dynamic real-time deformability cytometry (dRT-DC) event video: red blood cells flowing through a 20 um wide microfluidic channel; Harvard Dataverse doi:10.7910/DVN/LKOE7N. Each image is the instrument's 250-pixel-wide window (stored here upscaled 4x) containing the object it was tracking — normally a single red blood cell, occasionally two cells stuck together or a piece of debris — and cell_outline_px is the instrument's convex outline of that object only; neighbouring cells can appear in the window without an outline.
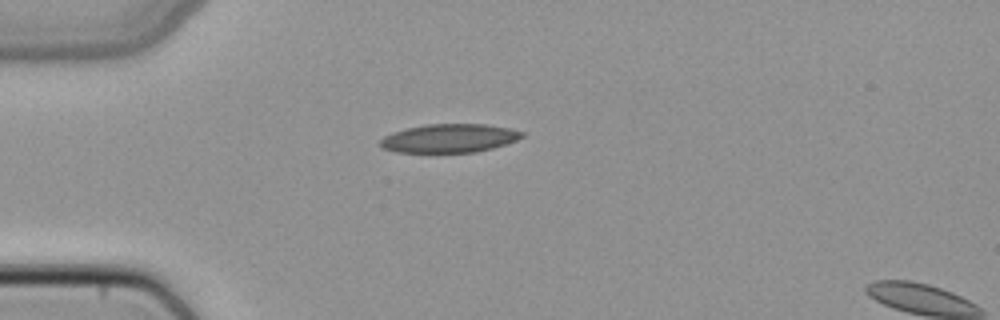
{"species": "common noctule bat (a hibernating species)", "species_latin": "Nyctalus noctula", "temperature_condition": "cold", "stored_images_in_passage": 37, "camera_frame_rate_fps": 3000, "um_per_image_px": 0.085, "animal": {"sex": "female", "body_mass_g": 22.7, "forearm_length_mm": 54.2}, "frame": {"image": 1, "passage_image": 1, "time_ms": 0.0, "image_size_px": [1000, 320], "cell_outline_px": [[524, 136], [516, 140], [492, 148], [476, 152], [428, 156], [396, 152], [384, 148], [376, 144], [384, 136], [392, 132], [408, 128], [428, 124], [484, 124], [508, 128], [524, 132]], "centroid_in_image_um": [38.1, 11.81], "position_along_channel_um": 46.9, "area_um2": 24.62}}
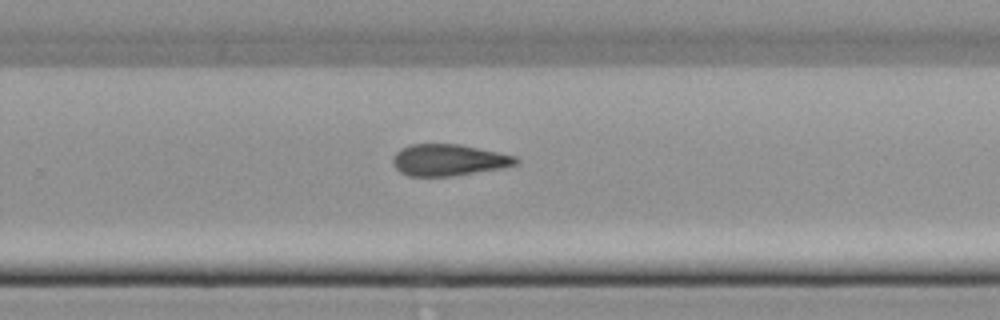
{"frame": {"image": 2, "passage_image": 20, "time_ms": 6.333, "image_size_px": [1000, 320], "cell_outline_px": [[520, 164], [500, 168], [452, 176], [408, 176], [400, 172], [392, 164], [392, 156], [400, 148], [412, 144], [460, 144], [516, 156], [520, 160]], "centroid_in_image_um": [38.12, 13.6], "position_along_channel_um": 291.7, "area_um2": 22.72}}
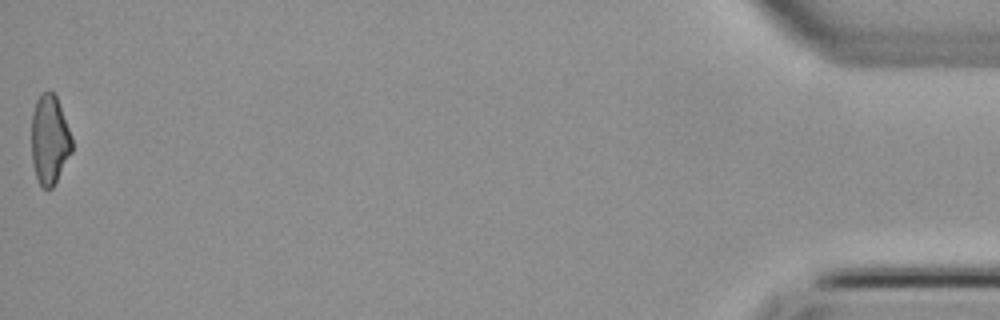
{"frame": {"image": 3, "passage_image": 37, "time_ms": 12.0, "image_size_px": [1000, 320], "cell_outline_px": [[72, 152], [52, 188], [44, 188], [40, 184], [36, 176], [32, 164], [32, 112], [36, 100], [40, 92], [48, 88], [56, 96], [68, 128], [72, 140]], "centroid_in_image_um": [4.2, 11.84], "position_along_channel_um": 431.0, "area_um2": 20.98}}